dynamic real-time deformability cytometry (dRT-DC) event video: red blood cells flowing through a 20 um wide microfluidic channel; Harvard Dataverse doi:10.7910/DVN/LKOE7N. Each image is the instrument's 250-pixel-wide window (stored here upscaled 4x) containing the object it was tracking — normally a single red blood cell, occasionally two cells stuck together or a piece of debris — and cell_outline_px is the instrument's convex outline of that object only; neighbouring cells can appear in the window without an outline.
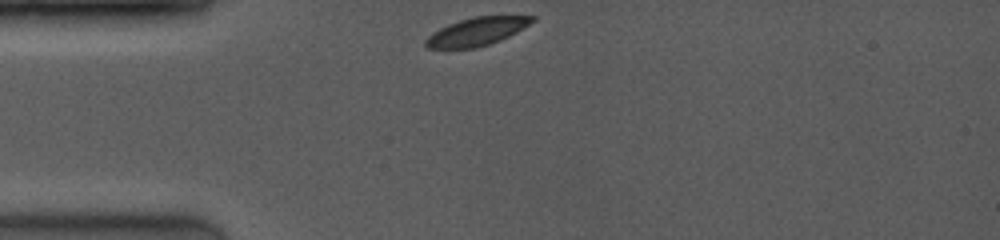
{"species": "common noctule bat (a hibernating species)", "species_latin": "Nyctalus noctula", "temperature_condition": "room temperature", "stored_images_in_passage": 41, "camera_frame_rate_fps": 4000, "um_per_image_px": 0.085, "animal": {"sex": "female", "body_mass_g": 19.0, "forearm_length_mm": 53.3}, "frame": {"image": 1, "passage_image": 1, "time_ms": 0.0, "image_size_px": [1000, 240], "cell_outline_px": [[536, 20], [516, 32], [492, 44], [476, 48], [428, 48], [424, 44], [424, 40], [428, 36], [440, 28], [448, 24], [460, 20], [476, 16], [536, 16]], "centroid_in_image_um": [40.52, 2.69], "position_along_channel_um": 44.5, "area_um2": 17.34}}
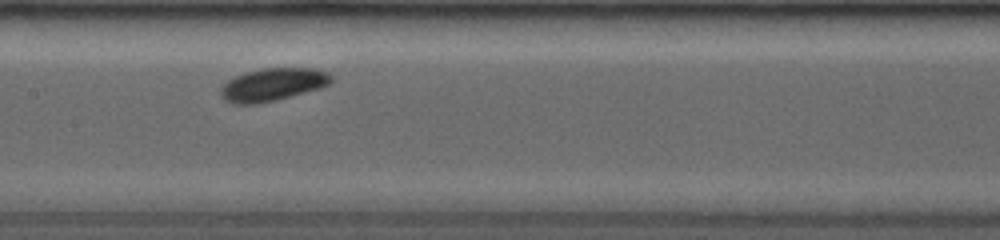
{"frame": {"image": 2, "passage_image": 17, "time_ms": 4.0, "image_size_px": [1000, 240], "cell_outline_px": [[332, 80], [328, 84], [316, 88], [276, 100], [256, 104], [232, 104], [224, 100], [220, 96], [220, 92], [224, 84], [228, 80], [236, 76], [248, 72], [268, 68], [308, 68], [328, 72], [332, 76]], "centroid_in_image_um": [23.13, 7.2], "position_along_channel_um": 184.3, "area_um2": 20.63}}
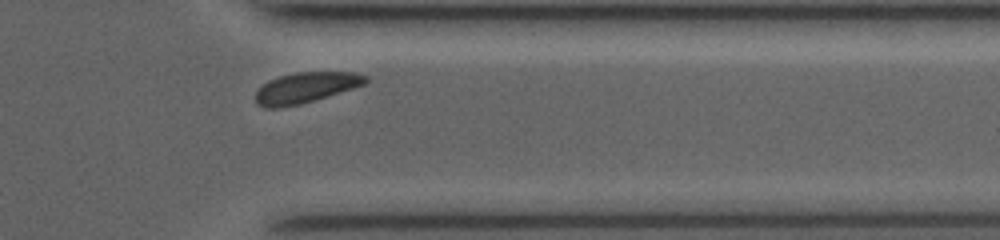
{"frame": {"image": 3, "passage_image": 37, "time_ms": 9.0, "image_size_px": [1000, 240], "cell_outline_px": [[368, 80], [364, 84], [352, 88], [300, 104], [280, 108], [268, 108], [256, 104], [256, 92], [268, 80], [280, 76], [296, 72], [356, 72], [368, 76]], "centroid_in_image_um": [25.97, 7.44], "position_along_channel_um": 385.4, "area_um2": 19.36}, "authors_computed_cell_mechanics": {"area_um2": 19.652, "velocity_mm_per_s": 3.999, "shape_relaxation_time_tau1_ms": 1.4892, "shape_relaxation_time_tau2_ms": null, "deformation_change_tau1": 0.0764, "deformation_change_tau2": null}}